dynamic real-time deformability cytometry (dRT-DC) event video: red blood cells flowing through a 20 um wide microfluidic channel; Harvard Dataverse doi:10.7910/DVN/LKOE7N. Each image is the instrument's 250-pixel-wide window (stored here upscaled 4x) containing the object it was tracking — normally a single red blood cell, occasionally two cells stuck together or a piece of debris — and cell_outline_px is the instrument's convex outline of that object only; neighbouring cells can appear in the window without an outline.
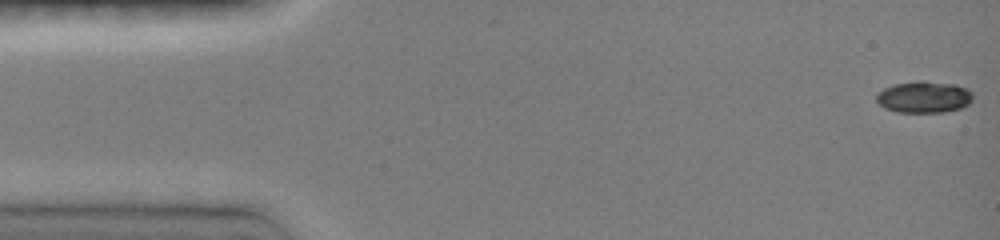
{"species": "common noctule bat (a hibernating species)", "species_latin": "Nyctalus noctula", "temperature_condition": "room temperature", "stored_images_in_passage": 49, "camera_frame_rate_fps": 3000, "um_per_image_px": 0.085, "animal": {"sex": "female", "body_mass_g": 19.0, "forearm_length_mm": 51.5}, "frame": {"image": 1, "passage_image": 1, "time_ms": 0.0, "image_size_px": [1000, 240], "cell_outline_px": [[972, 100], [968, 104], [960, 108], [944, 112], [896, 112], [884, 108], [876, 100], [876, 96], [884, 88], [896, 84], [916, 80], [924, 80], [956, 84], [968, 88], [972, 92]], "centroid_in_image_um": [78.56, 8.23], "position_along_channel_um": 6.4, "area_um2": 17.92}}
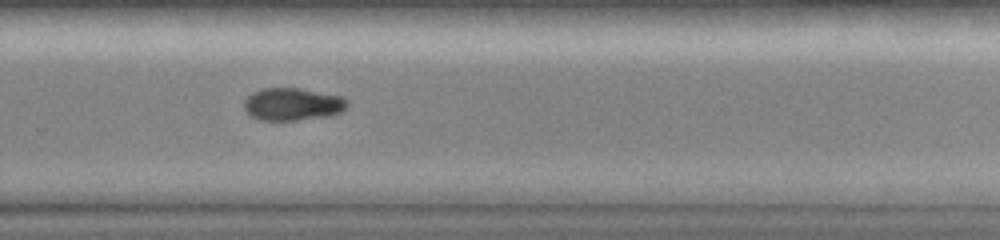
{"frame": {"image": 2, "passage_image": 35, "time_ms": 10.333, "image_size_px": [1000, 240], "cell_outline_px": [[348, 104], [340, 112], [332, 116], [296, 120], [260, 120], [252, 116], [244, 108], [244, 100], [252, 92], [264, 88], [300, 88], [344, 96], [348, 100]], "centroid_in_image_um": [24.9, 8.85], "position_along_channel_um": 304.9, "area_um2": 19.71}}
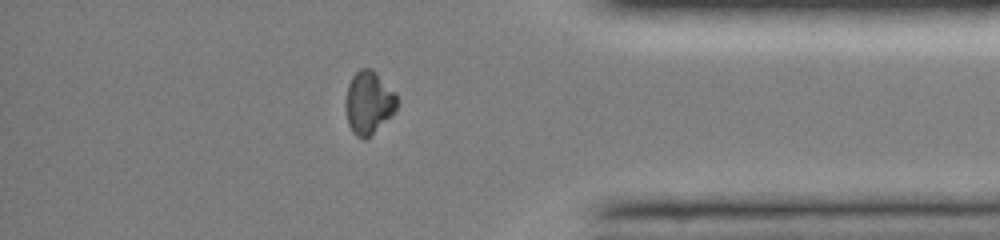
{"frame": {"image": 3, "passage_image": 45, "time_ms": 13.0, "image_size_px": [1000, 240], "cell_outline_px": [[400, 100], [392, 116], [364, 140], [356, 136], [352, 132], [348, 124], [348, 84], [352, 76], [360, 68], [372, 68], [396, 92]], "centroid_in_image_um": [31.41, 8.7], "position_along_channel_um": 403.8, "area_um2": 18.67}, "authors_computed_cell_mechanics": {"area_um2": 19.363, "velocity_mm_per_s": 4.1002, "shape_relaxation_time_tau1_ms": 3.3391, "shape_relaxation_time_tau2_ms": null, "deformation_change_tau1": 0.1416, "deformation_change_tau2": null}}